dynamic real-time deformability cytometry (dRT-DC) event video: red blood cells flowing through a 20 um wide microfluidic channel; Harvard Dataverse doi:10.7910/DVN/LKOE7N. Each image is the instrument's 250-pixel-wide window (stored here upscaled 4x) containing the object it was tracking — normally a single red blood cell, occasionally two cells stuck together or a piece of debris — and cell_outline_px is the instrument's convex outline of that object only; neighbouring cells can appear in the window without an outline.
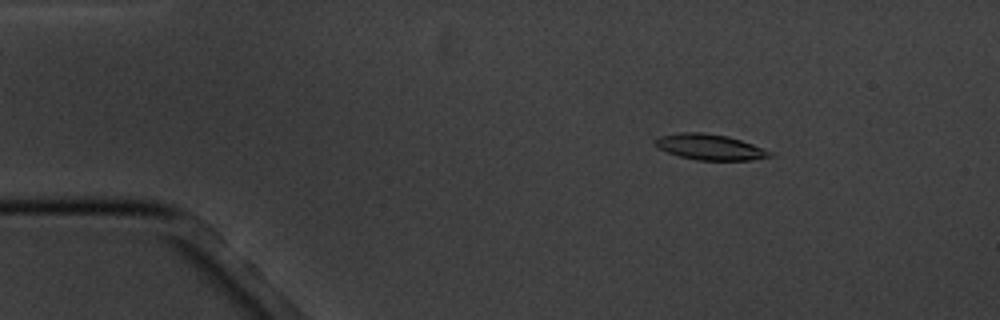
{"species": "common noctule bat (a hibernating species)", "species_latin": "Nyctalus noctula", "temperature_condition": "cold", "stored_images_in_passage": 5, "camera_frame_rate_fps": 3000, "um_per_image_px": 0.085, "animal": {"sex": "male", "body_mass_g": 20.1, "forearm_length_mm": 53.5}, "frame": {"image": 1, "passage_image": 2, "time_ms": 2.0, "image_size_px": [1000, 320], "cell_outline_px": [[772, 156], [752, 160], [696, 160], [680, 156], [668, 152], [652, 144], [652, 140], [660, 136], [680, 132], [700, 132], [728, 136], [764, 148], [772, 152]], "centroid_in_image_um": [60.31, 12.49], "position_along_channel_um": 24.7, "area_um2": 17.17}}